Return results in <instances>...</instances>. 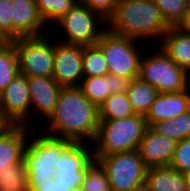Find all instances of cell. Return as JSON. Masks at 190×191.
<instances>
[{
    "mask_svg": "<svg viewBox=\"0 0 190 191\" xmlns=\"http://www.w3.org/2000/svg\"><path fill=\"white\" fill-rule=\"evenodd\" d=\"M44 126V134L92 144L99 126L98 108L79 86L62 87L56 107Z\"/></svg>",
    "mask_w": 190,
    "mask_h": 191,
    "instance_id": "1",
    "label": "cell"
},
{
    "mask_svg": "<svg viewBox=\"0 0 190 191\" xmlns=\"http://www.w3.org/2000/svg\"><path fill=\"white\" fill-rule=\"evenodd\" d=\"M106 27L120 36L137 41L145 40L148 48L151 45L149 40H155V43L157 39L161 41L170 28L153 0H118Z\"/></svg>",
    "mask_w": 190,
    "mask_h": 191,
    "instance_id": "2",
    "label": "cell"
},
{
    "mask_svg": "<svg viewBox=\"0 0 190 191\" xmlns=\"http://www.w3.org/2000/svg\"><path fill=\"white\" fill-rule=\"evenodd\" d=\"M147 128L145 116L139 114L115 120H99L98 132L92 143L93 156L138 150Z\"/></svg>",
    "mask_w": 190,
    "mask_h": 191,
    "instance_id": "3",
    "label": "cell"
},
{
    "mask_svg": "<svg viewBox=\"0 0 190 191\" xmlns=\"http://www.w3.org/2000/svg\"><path fill=\"white\" fill-rule=\"evenodd\" d=\"M41 133L38 134L39 136L33 134L34 137L32 135L31 141L28 139L23 153V163L28 174V182L51 180L55 175L54 166L57 165L58 158L72 142L69 139L54 138Z\"/></svg>",
    "mask_w": 190,
    "mask_h": 191,
    "instance_id": "4",
    "label": "cell"
},
{
    "mask_svg": "<svg viewBox=\"0 0 190 191\" xmlns=\"http://www.w3.org/2000/svg\"><path fill=\"white\" fill-rule=\"evenodd\" d=\"M158 48L152 55L142 56L138 78L154 86L159 93H177L188 89L190 74Z\"/></svg>",
    "mask_w": 190,
    "mask_h": 191,
    "instance_id": "5",
    "label": "cell"
},
{
    "mask_svg": "<svg viewBox=\"0 0 190 191\" xmlns=\"http://www.w3.org/2000/svg\"><path fill=\"white\" fill-rule=\"evenodd\" d=\"M105 169L112 191L145 189L148 167L138 150L94 157Z\"/></svg>",
    "mask_w": 190,
    "mask_h": 191,
    "instance_id": "6",
    "label": "cell"
},
{
    "mask_svg": "<svg viewBox=\"0 0 190 191\" xmlns=\"http://www.w3.org/2000/svg\"><path fill=\"white\" fill-rule=\"evenodd\" d=\"M138 42L141 45L140 41L112 33L106 27L96 45L107 61L109 74L131 80L138 78L143 56Z\"/></svg>",
    "mask_w": 190,
    "mask_h": 191,
    "instance_id": "7",
    "label": "cell"
},
{
    "mask_svg": "<svg viewBox=\"0 0 190 191\" xmlns=\"http://www.w3.org/2000/svg\"><path fill=\"white\" fill-rule=\"evenodd\" d=\"M106 24L107 21L98 13L93 12L78 1L63 17L54 23V26L57 25L58 28L60 26L66 37H63V40L57 39V41L65 44L87 46L94 45L99 41L101 34L106 30L103 25L107 26Z\"/></svg>",
    "mask_w": 190,
    "mask_h": 191,
    "instance_id": "8",
    "label": "cell"
},
{
    "mask_svg": "<svg viewBox=\"0 0 190 191\" xmlns=\"http://www.w3.org/2000/svg\"><path fill=\"white\" fill-rule=\"evenodd\" d=\"M48 36H30L14 39L19 71L27 77H53L54 40Z\"/></svg>",
    "mask_w": 190,
    "mask_h": 191,
    "instance_id": "9",
    "label": "cell"
},
{
    "mask_svg": "<svg viewBox=\"0 0 190 191\" xmlns=\"http://www.w3.org/2000/svg\"><path fill=\"white\" fill-rule=\"evenodd\" d=\"M30 110L28 77L19 73L0 93V113L11 125L29 127Z\"/></svg>",
    "mask_w": 190,
    "mask_h": 191,
    "instance_id": "10",
    "label": "cell"
},
{
    "mask_svg": "<svg viewBox=\"0 0 190 191\" xmlns=\"http://www.w3.org/2000/svg\"><path fill=\"white\" fill-rule=\"evenodd\" d=\"M83 45L54 40L53 79L62 87L80 86L83 75Z\"/></svg>",
    "mask_w": 190,
    "mask_h": 191,
    "instance_id": "11",
    "label": "cell"
},
{
    "mask_svg": "<svg viewBox=\"0 0 190 191\" xmlns=\"http://www.w3.org/2000/svg\"><path fill=\"white\" fill-rule=\"evenodd\" d=\"M177 141L154 132L150 127L145 131L138 147L140 157L148 168L170 166Z\"/></svg>",
    "mask_w": 190,
    "mask_h": 191,
    "instance_id": "12",
    "label": "cell"
},
{
    "mask_svg": "<svg viewBox=\"0 0 190 191\" xmlns=\"http://www.w3.org/2000/svg\"><path fill=\"white\" fill-rule=\"evenodd\" d=\"M13 40L42 36L47 27L38 12L36 0H12Z\"/></svg>",
    "mask_w": 190,
    "mask_h": 191,
    "instance_id": "13",
    "label": "cell"
},
{
    "mask_svg": "<svg viewBox=\"0 0 190 191\" xmlns=\"http://www.w3.org/2000/svg\"><path fill=\"white\" fill-rule=\"evenodd\" d=\"M28 86L31 109L48 119L56 107L62 86L53 77L42 76L28 77Z\"/></svg>",
    "mask_w": 190,
    "mask_h": 191,
    "instance_id": "14",
    "label": "cell"
},
{
    "mask_svg": "<svg viewBox=\"0 0 190 191\" xmlns=\"http://www.w3.org/2000/svg\"><path fill=\"white\" fill-rule=\"evenodd\" d=\"M190 109V87L177 93H159L145 116L150 127L161 120L173 119Z\"/></svg>",
    "mask_w": 190,
    "mask_h": 191,
    "instance_id": "15",
    "label": "cell"
},
{
    "mask_svg": "<svg viewBox=\"0 0 190 191\" xmlns=\"http://www.w3.org/2000/svg\"><path fill=\"white\" fill-rule=\"evenodd\" d=\"M29 133V127L12 125L0 136V171L23 163V153L31 137Z\"/></svg>",
    "mask_w": 190,
    "mask_h": 191,
    "instance_id": "16",
    "label": "cell"
},
{
    "mask_svg": "<svg viewBox=\"0 0 190 191\" xmlns=\"http://www.w3.org/2000/svg\"><path fill=\"white\" fill-rule=\"evenodd\" d=\"M159 42V47L190 74V31L181 27H170Z\"/></svg>",
    "mask_w": 190,
    "mask_h": 191,
    "instance_id": "17",
    "label": "cell"
},
{
    "mask_svg": "<svg viewBox=\"0 0 190 191\" xmlns=\"http://www.w3.org/2000/svg\"><path fill=\"white\" fill-rule=\"evenodd\" d=\"M146 191H187L186 175L170 166L148 168Z\"/></svg>",
    "mask_w": 190,
    "mask_h": 191,
    "instance_id": "18",
    "label": "cell"
},
{
    "mask_svg": "<svg viewBox=\"0 0 190 191\" xmlns=\"http://www.w3.org/2000/svg\"><path fill=\"white\" fill-rule=\"evenodd\" d=\"M92 145L83 142H71L61 153L57 165L54 166L55 172L62 171L82 172L93 160Z\"/></svg>",
    "mask_w": 190,
    "mask_h": 191,
    "instance_id": "19",
    "label": "cell"
},
{
    "mask_svg": "<svg viewBox=\"0 0 190 191\" xmlns=\"http://www.w3.org/2000/svg\"><path fill=\"white\" fill-rule=\"evenodd\" d=\"M127 94L134 114L146 116L159 92L154 86L136 78L131 80Z\"/></svg>",
    "mask_w": 190,
    "mask_h": 191,
    "instance_id": "20",
    "label": "cell"
},
{
    "mask_svg": "<svg viewBox=\"0 0 190 191\" xmlns=\"http://www.w3.org/2000/svg\"><path fill=\"white\" fill-rule=\"evenodd\" d=\"M150 128L157 134L174 139L177 142L190 138V109L173 119L153 123Z\"/></svg>",
    "mask_w": 190,
    "mask_h": 191,
    "instance_id": "21",
    "label": "cell"
},
{
    "mask_svg": "<svg viewBox=\"0 0 190 191\" xmlns=\"http://www.w3.org/2000/svg\"><path fill=\"white\" fill-rule=\"evenodd\" d=\"M98 110L99 120H115L134 115L127 93L110 94Z\"/></svg>",
    "mask_w": 190,
    "mask_h": 191,
    "instance_id": "22",
    "label": "cell"
},
{
    "mask_svg": "<svg viewBox=\"0 0 190 191\" xmlns=\"http://www.w3.org/2000/svg\"><path fill=\"white\" fill-rule=\"evenodd\" d=\"M20 73L18 57L11 41L0 46V93Z\"/></svg>",
    "mask_w": 190,
    "mask_h": 191,
    "instance_id": "23",
    "label": "cell"
},
{
    "mask_svg": "<svg viewBox=\"0 0 190 191\" xmlns=\"http://www.w3.org/2000/svg\"><path fill=\"white\" fill-rule=\"evenodd\" d=\"M79 87L83 94L99 108L111 94L109 73L104 76L83 77Z\"/></svg>",
    "mask_w": 190,
    "mask_h": 191,
    "instance_id": "24",
    "label": "cell"
},
{
    "mask_svg": "<svg viewBox=\"0 0 190 191\" xmlns=\"http://www.w3.org/2000/svg\"><path fill=\"white\" fill-rule=\"evenodd\" d=\"M82 62L84 77L104 76L109 73L107 61L96 44L83 46Z\"/></svg>",
    "mask_w": 190,
    "mask_h": 191,
    "instance_id": "25",
    "label": "cell"
},
{
    "mask_svg": "<svg viewBox=\"0 0 190 191\" xmlns=\"http://www.w3.org/2000/svg\"><path fill=\"white\" fill-rule=\"evenodd\" d=\"M0 191H30L24 163L0 171Z\"/></svg>",
    "mask_w": 190,
    "mask_h": 191,
    "instance_id": "26",
    "label": "cell"
},
{
    "mask_svg": "<svg viewBox=\"0 0 190 191\" xmlns=\"http://www.w3.org/2000/svg\"><path fill=\"white\" fill-rule=\"evenodd\" d=\"M169 27H180L184 22L189 2L187 0H153Z\"/></svg>",
    "mask_w": 190,
    "mask_h": 191,
    "instance_id": "27",
    "label": "cell"
},
{
    "mask_svg": "<svg viewBox=\"0 0 190 191\" xmlns=\"http://www.w3.org/2000/svg\"><path fill=\"white\" fill-rule=\"evenodd\" d=\"M79 0H36L38 12L47 26L63 17Z\"/></svg>",
    "mask_w": 190,
    "mask_h": 191,
    "instance_id": "28",
    "label": "cell"
},
{
    "mask_svg": "<svg viewBox=\"0 0 190 191\" xmlns=\"http://www.w3.org/2000/svg\"><path fill=\"white\" fill-rule=\"evenodd\" d=\"M109 181L105 169L95 159L87 166L85 180L80 191H108Z\"/></svg>",
    "mask_w": 190,
    "mask_h": 191,
    "instance_id": "29",
    "label": "cell"
},
{
    "mask_svg": "<svg viewBox=\"0 0 190 191\" xmlns=\"http://www.w3.org/2000/svg\"><path fill=\"white\" fill-rule=\"evenodd\" d=\"M170 167L184 173H190V138L177 142L175 154Z\"/></svg>",
    "mask_w": 190,
    "mask_h": 191,
    "instance_id": "30",
    "label": "cell"
},
{
    "mask_svg": "<svg viewBox=\"0 0 190 191\" xmlns=\"http://www.w3.org/2000/svg\"><path fill=\"white\" fill-rule=\"evenodd\" d=\"M0 36L13 40L12 0H0Z\"/></svg>",
    "mask_w": 190,
    "mask_h": 191,
    "instance_id": "31",
    "label": "cell"
},
{
    "mask_svg": "<svg viewBox=\"0 0 190 191\" xmlns=\"http://www.w3.org/2000/svg\"><path fill=\"white\" fill-rule=\"evenodd\" d=\"M93 12L108 21L114 14L118 0H79Z\"/></svg>",
    "mask_w": 190,
    "mask_h": 191,
    "instance_id": "32",
    "label": "cell"
},
{
    "mask_svg": "<svg viewBox=\"0 0 190 191\" xmlns=\"http://www.w3.org/2000/svg\"><path fill=\"white\" fill-rule=\"evenodd\" d=\"M131 79L109 74L110 93H127Z\"/></svg>",
    "mask_w": 190,
    "mask_h": 191,
    "instance_id": "33",
    "label": "cell"
},
{
    "mask_svg": "<svg viewBox=\"0 0 190 191\" xmlns=\"http://www.w3.org/2000/svg\"><path fill=\"white\" fill-rule=\"evenodd\" d=\"M87 172V167L82 172H69L63 173L62 171L55 172V177L61 179L63 182L67 184H78L80 187L85 180Z\"/></svg>",
    "mask_w": 190,
    "mask_h": 191,
    "instance_id": "34",
    "label": "cell"
},
{
    "mask_svg": "<svg viewBox=\"0 0 190 191\" xmlns=\"http://www.w3.org/2000/svg\"><path fill=\"white\" fill-rule=\"evenodd\" d=\"M78 184H67L57 177H52V191H80Z\"/></svg>",
    "mask_w": 190,
    "mask_h": 191,
    "instance_id": "35",
    "label": "cell"
},
{
    "mask_svg": "<svg viewBox=\"0 0 190 191\" xmlns=\"http://www.w3.org/2000/svg\"><path fill=\"white\" fill-rule=\"evenodd\" d=\"M30 191H52V178L44 182H29Z\"/></svg>",
    "mask_w": 190,
    "mask_h": 191,
    "instance_id": "36",
    "label": "cell"
},
{
    "mask_svg": "<svg viewBox=\"0 0 190 191\" xmlns=\"http://www.w3.org/2000/svg\"><path fill=\"white\" fill-rule=\"evenodd\" d=\"M12 125L0 113V136L7 131Z\"/></svg>",
    "mask_w": 190,
    "mask_h": 191,
    "instance_id": "37",
    "label": "cell"
},
{
    "mask_svg": "<svg viewBox=\"0 0 190 191\" xmlns=\"http://www.w3.org/2000/svg\"><path fill=\"white\" fill-rule=\"evenodd\" d=\"M180 27L184 30L190 31V3L188 4V10H187L186 18Z\"/></svg>",
    "mask_w": 190,
    "mask_h": 191,
    "instance_id": "38",
    "label": "cell"
},
{
    "mask_svg": "<svg viewBox=\"0 0 190 191\" xmlns=\"http://www.w3.org/2000/svg\"><path fill=\"white\" fill-rule=\"evenodd\" d=\"M187 191H190V173L186 174Z\"/></svg>",
    "mask_w": 190,
    "mask_h": 191,
    "instance_id": "39",
    "label": "cell"
},
{
    "mask_svg": "<svg viewBox=\"0 0 190 191\" xmlns=\"http://www.w3.org/2000/svg\"><path fill=\"white\" fill-rule=\"evenodd\" d=\"M5 42H6L5 39L0 36V46H1L3 43H5Z\"/></svg>",
    "mask_w": 190,
    "mask_h": 191,
    "instance_id": "40",
    "label": "cell"
}]
</instances>
